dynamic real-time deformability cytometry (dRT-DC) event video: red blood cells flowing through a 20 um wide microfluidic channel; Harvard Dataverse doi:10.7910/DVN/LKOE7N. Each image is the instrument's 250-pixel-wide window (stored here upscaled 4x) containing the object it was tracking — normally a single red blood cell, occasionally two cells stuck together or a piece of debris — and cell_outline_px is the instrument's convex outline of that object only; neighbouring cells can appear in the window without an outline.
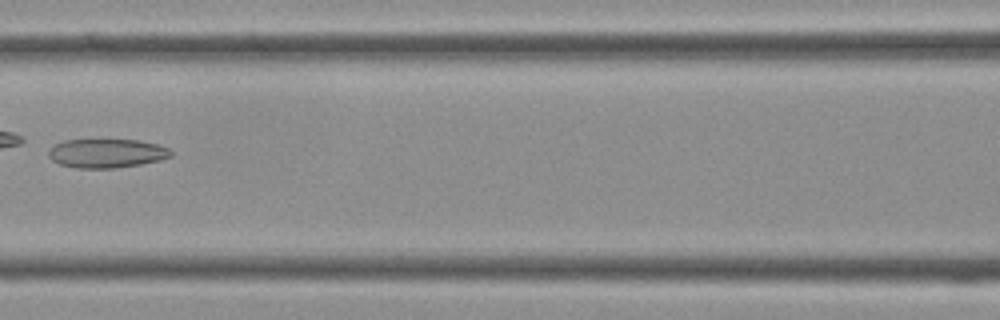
{"species": "Egyptian fruit bat (a non-hibernating species)", "species_latin": "Rousettus aegyptiacus", "temperature_condition": "cold", "stored_images_in_passage": 17, "camera_frame_rate_fps": 3000, "um_per_image_px": 0.085, "frame": {"image": 1, "passage_image": 6, "time_ms": 1.667, "image_size_px": [1000, 320], "cell_outline_px": [[172, 156], [160, 160], [140, 164], [116, 168], [76, 168], [60, 164], [52, 160], [48, 156], [48, 152], [56, 144], [64, 140], [140, 140], [160, 144], [168, 148], [172, 152]], "centroid_in_image_um": [9.1, 13.03], "position_along_channel_um": 157.5, "area_um2": 20.63}}
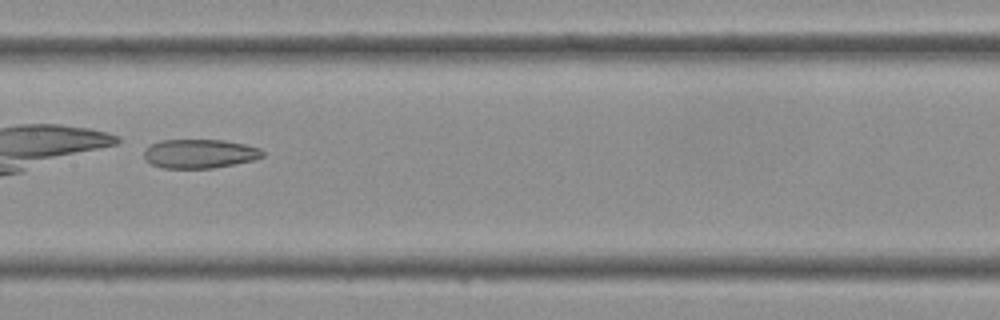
{"frame": {"image": 2, "passage_image": 8, "time_ms": 2.333, "image_size_px": [1000, 320], "cell_outline_px": [[264, 156], [252, 160], [212, 168], [164, 168], [152, 164], [144, 160], [144, 152], [148, 144], [160, 140], [224, 140], [244, 144], [260, 148], [264, 152]], "centroid_in_image_um": [16.93, 13.05], "position_along_channel_um": 190.5, "area_um2": 20.06}}